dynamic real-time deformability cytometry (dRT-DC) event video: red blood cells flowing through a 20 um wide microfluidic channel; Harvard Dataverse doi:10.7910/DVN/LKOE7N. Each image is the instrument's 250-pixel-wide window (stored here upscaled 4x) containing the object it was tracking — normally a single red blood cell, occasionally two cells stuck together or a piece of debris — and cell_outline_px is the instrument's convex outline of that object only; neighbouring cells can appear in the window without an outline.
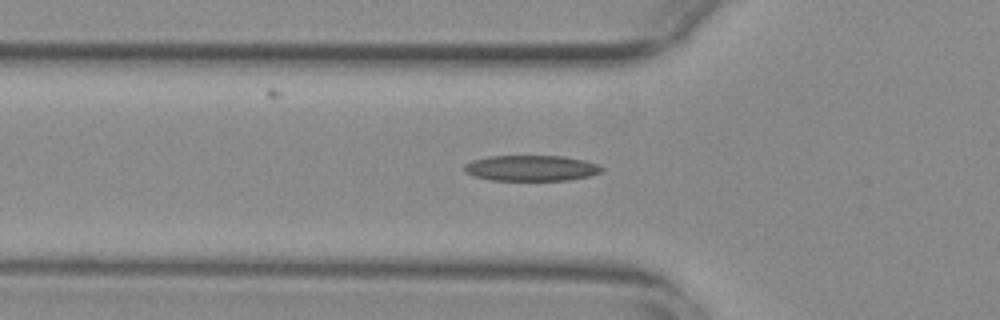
{"species": "common noctule bat (a hibernating species)", "species_latin": "Nyctalus noctula", "temperature_condition": "warm", "stored_images_in_passage": 49, "camera_frame_rate_fps": 3000, "um_per_image_px": 0.085, "animal": {"sex": "female", "body_mass_g": 29.2, "forearm_length_mm": 56.3}, "frame": {"image": 1, "passage_image": 18, "time_ms": 5.667, "image_size_px": [1000, 320], "cell_outline_px": [[604, 172], [588, 176], [568, 180], [492, 180], [476, 176], [464, 172], [464, 164], [472, 160], [488, 156], [564, 156], [584, 160], [600, 164], [604, 168]], "centroid_in_image_um": [45.19, 14.28], "position_along_channel_um": 80.6, "area_um2": 20.69}}
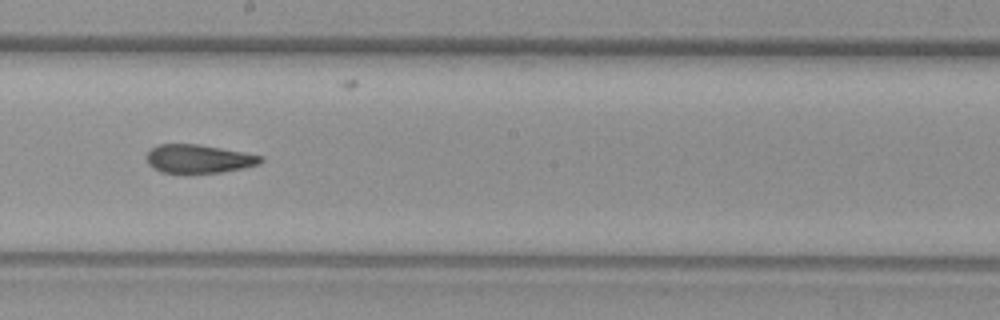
{"frame": {"image": 2, "passage_image": 30, "time_ms": 9.667, "image_size_px": [1000, 320], "cell_outline_px": [[264, 160], [260, 164], [244, 168], [220, 172], [188, 176], [184, 176], [160, 172], [152, 168], [148, 164], [148, 152], [156, 144], [200, 144], [244, 152], [264, 156]], "centroid_in_image_um": [16.88, 13.54], "position_along_channel_um": 231.3, "area_um2": 19.83}}
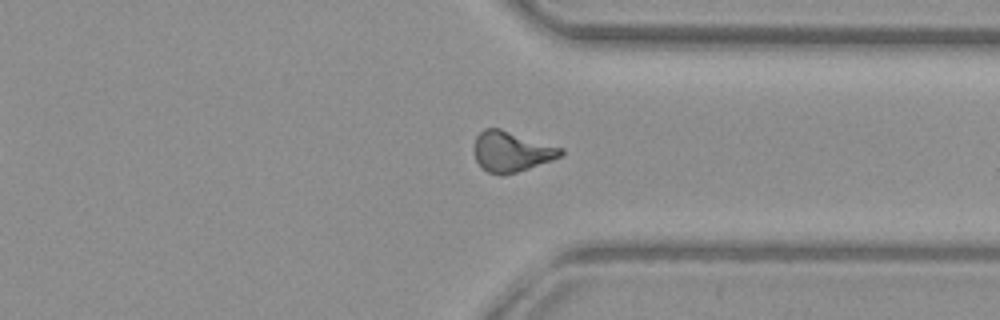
{"frame": {"image": 3, "passage_image": 41, "time_ms": 13.333, "image_size_px": [1000, 320], "cell_outline_px": [[564, 152], [560, 156], [552, 160], [504, 176], [500, 176], [488, 172], [476, 160], [472, 152], [472, 148], [476, 136], [484, 128], [500, 128], [564, 148]], "centroid_in_image_um": [43.44, 12.87], "position_along_channel_um": 368.0, "area_um2": 20.58}, "authors_computed_cell_mechanics": {"area_um2": 19.8254, "velocity_mm_per_s": 3.756, "shape_relaxation_time_tau1_ms": 10.0693, "shape_relaxation_time_tau2_ms": 2.5122, "deformation_change_tau1": 0.2587, "deformation_change_tau2": 0.1128}}